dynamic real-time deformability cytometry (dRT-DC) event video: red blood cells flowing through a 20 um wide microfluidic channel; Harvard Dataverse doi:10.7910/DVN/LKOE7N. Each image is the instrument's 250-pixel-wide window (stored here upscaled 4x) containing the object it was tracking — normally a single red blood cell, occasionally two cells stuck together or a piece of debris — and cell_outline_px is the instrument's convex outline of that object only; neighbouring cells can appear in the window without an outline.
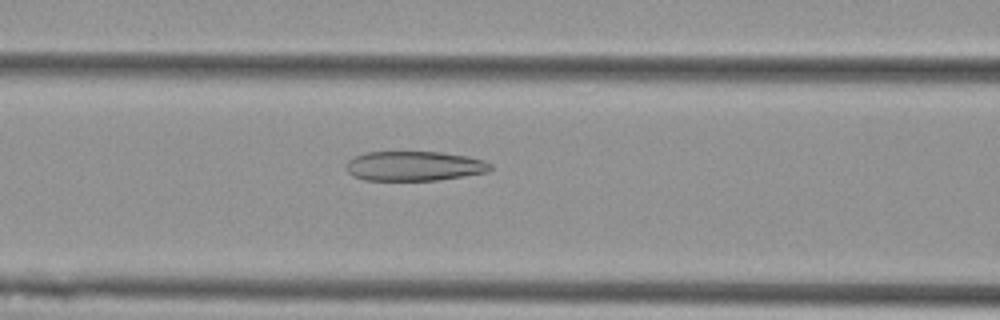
{"species": "Egyptian fruit bat (a non-hibernating species)", "species_latin": "Rousettus aegyptiacus", "temperature_condition": "cold", "stored_images_in_passage": 56, "camera_frame_rate_fps": 3000, "um_per_image_px": 0.085, "animal": {"sex": "female"}, "frame": {"image": 1, "passage_image": 23, "time_ms": 7.333, "image_size_px": [1000, 320], "cell_outline_px": [[492, 168], [488, 172], [464, 176], [436, 180], [364, 180], [352, 176], [348, 172], [344, 164], [348, 160], [364, 152], [440, 152], [468, 156], [484, 160], [492, 164]], "centroid_in_image_um": [35.2, 14.11], "position_along_channel_um": 131.4, "area_um2": 25.09}}
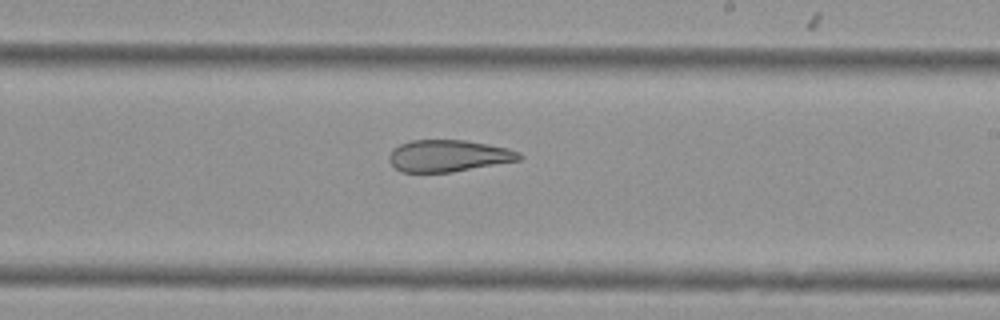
{"frame": {"image": 2, "passage_image": 33, "time_ms": 10.667, "image_size_px": [1000, 320], "cell_outline_px": [[524, 156], [520, 160], [452, 172], [400, 172], [388, 160], [388, 156], [392, 148], [400, 144], [412, 140], [464, 140], [508, 148], [520, 152]], "centroid_in_image_um": [38.1, 13.24], "position_along_channel_um": 250.9, "area_um2": 24.16}}
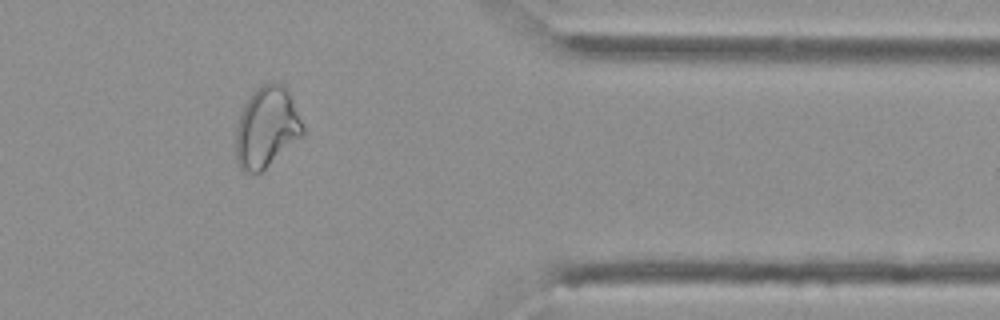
{"frame": {"image": 3, "passage_image": 46, "time_ms": 15.0, "image_size_px": [1000, 320], "cell_outline_px": [[304, 136], [260, 172], [244, 172], [240, 168], [236, 156], [236, 128], [240, 112], [244, 104], [252, 92], [256, 88], [272, 80], [280, 84], [288, 92], [292, 100], [304, 128]], "centroid_in_image_um": [22.65, 10.82], "position_along_channel_um": 388.7, "area_um2": 31.39}}